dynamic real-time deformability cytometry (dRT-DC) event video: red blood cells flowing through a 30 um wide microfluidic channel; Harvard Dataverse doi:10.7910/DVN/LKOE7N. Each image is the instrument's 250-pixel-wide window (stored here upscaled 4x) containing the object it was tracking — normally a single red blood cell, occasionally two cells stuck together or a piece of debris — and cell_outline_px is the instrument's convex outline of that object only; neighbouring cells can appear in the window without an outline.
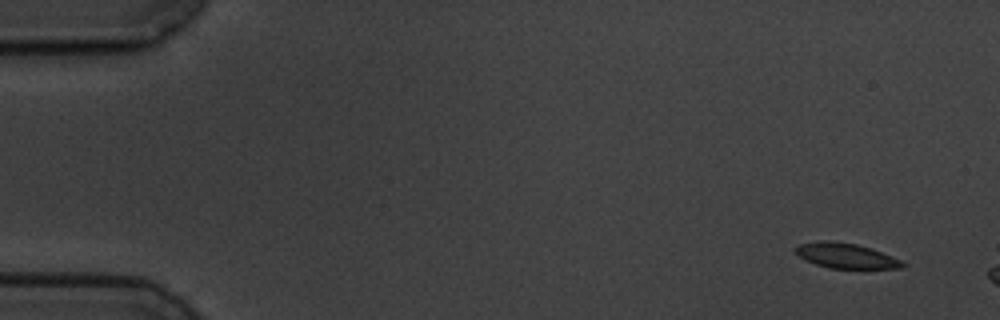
{"species": "common noctule bat (a hibernating species)", "species_latin": "Nyctalus noctula", "temperature_condition": "cold", "stored_images_in_passage": 3, "camera_frame_rate_fps": 3000, "um_per_image_px": 0.085, "animal": {"sex": "male", "body_mass_g": 19.5, "forearm_length_mm": 54.6}, "frame": {"image": 1, "passage_image": 1, "time_ms": 0.0, "image_size_px": [1000, 320], "cell_outline_px": [[904, 268], [828, 268], [804, 260], [792, 248], [800, 244], [820, 240], [832, 240], [856, 244], [872, 248], [900, 260], [904, 264]], "centroid_in_image_um": [71.85, 21.72], "position_along_channel_um": 13.2, "area_um2": 15.61}}